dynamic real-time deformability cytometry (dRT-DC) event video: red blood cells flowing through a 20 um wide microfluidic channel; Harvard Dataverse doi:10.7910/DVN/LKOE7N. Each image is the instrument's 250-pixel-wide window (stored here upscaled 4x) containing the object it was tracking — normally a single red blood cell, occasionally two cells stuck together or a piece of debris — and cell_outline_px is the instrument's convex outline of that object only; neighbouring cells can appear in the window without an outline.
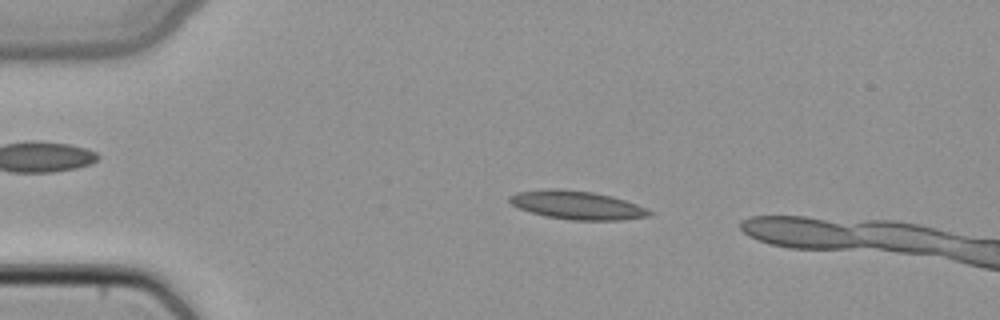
{"species": "common noctule bat (a hibernating species)", "species_latin": "Nyctalus noctula", "temperature_condition": "cold", "stored_images_in_passage": 35, "camera_frame_rate_fps": 3000, "um_per_image_px": 0.085, "animal": {"sex": "female", "body_mass_g": 22.7, "forearm_length_mm": 54.2}, "frame": {"image": 1, "passage_image": 2, "time_ms": 0.333, "image_size_px": [1000, 320], "cell_outline_px": [[656, 212], [652, 216], [620, 220], [572, 220], [544, 216], [520, 208], [512, 204], [508, 200], [508, 196], [516, 192], [548, 188], [560, 188], [592, 192], [612, 196], [636, 204]], "centroid_in_image_um": [49.07, 17.43], "position_along_channel_um": 35.9, "area_um2": 23.35}}
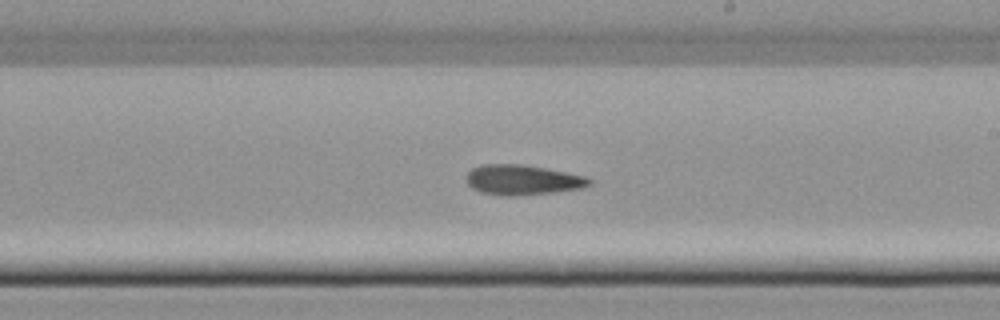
{"frame": {"image": 2, "passage_image": 20, "time_ms": 6.333, "image_size_px": [1000, 320], "cell_outline_px": [[592, 184], [584, 188], [556, 192], [508, 196], [480, 192], [472, 188], [464, 180], [464, 176], [472, 168], [484, 164], [520, 164], [544, 168], [584, 176], [592, 180]], "centroid_in_image_um": [44.38, 15.29], "position_along_channel_um": 244.6, "area_um2": 21.56}}
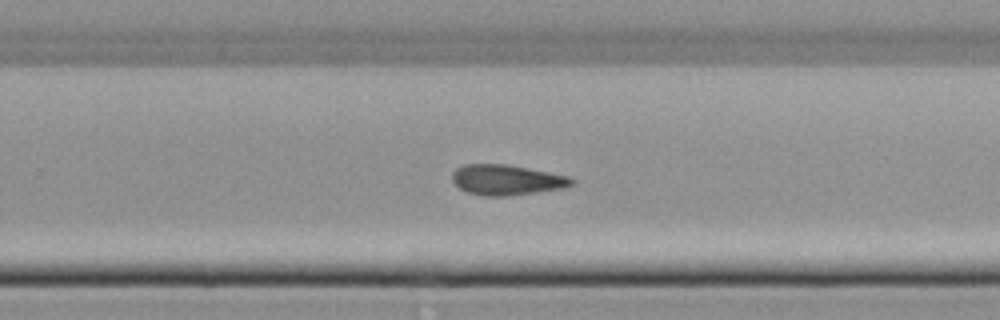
{"frame": {"image": 3, "passage_image": 23, "time_ms": 7.333, "image_size_px": [1000, 320], "cell_outline_px": [[576, 184], [564, 188], [504, 196], [484, 196], [468, 192], [460, 188], [452, 180], [452, 172], [456, 168], [464, 164], [508, 164], [568, 176], [576, 180]], "centroid_in_image_um": [43.08, 15.28], "position_along_channel_um": 286.7, "area_um2": 21.1}}